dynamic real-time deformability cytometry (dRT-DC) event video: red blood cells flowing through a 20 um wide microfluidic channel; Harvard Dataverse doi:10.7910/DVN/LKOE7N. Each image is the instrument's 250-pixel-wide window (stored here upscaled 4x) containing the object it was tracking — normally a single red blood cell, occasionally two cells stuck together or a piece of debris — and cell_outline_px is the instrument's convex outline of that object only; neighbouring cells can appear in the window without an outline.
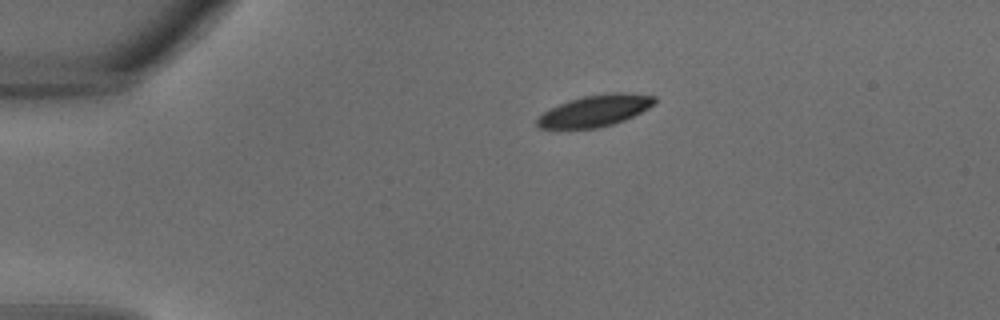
{"species": "common noctule bat (a hibernating species)", "species_latin": "Nyctalus noctula", "temperature_condition": "warm", "stored_images_in_passage": 11, "camera_frame_rate_fps": 3000, "um_per_image_px": 0.085, "animal": {"sex": "male", "body_mass_g": 18.8}, "frame": {"image": 1, "passage_image": 1, "time_ms": 0.0, "image_size_px": [1000, 320], "cell_outline_px": [[656, 100], [648, 108], [624, 120], [612, 124], [596, 128], [540, 128], [536, 124], [536, 120], [544, 112], [560, 104], [584, 96], [604, 92], [628, 92], [656, 96]], "centroid_in_image_um": [50.61, 9.39], "position_along_channel_um": 34.4, "area_um2": 21.27}}
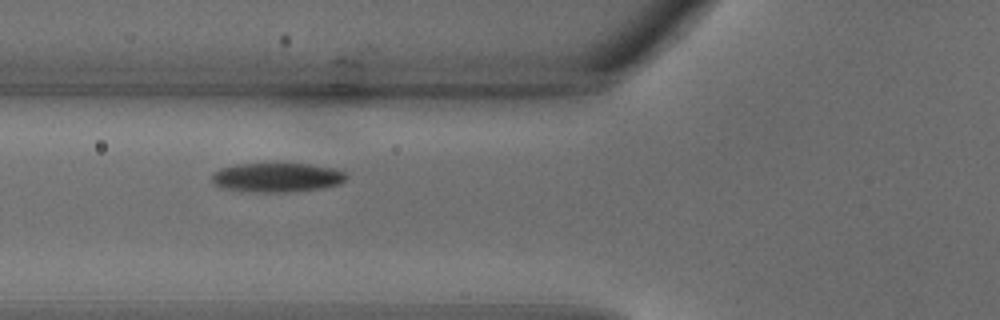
{"frame": {"image": 2, "passage_image": 7, "time_ms": 2.0, "image_size_px": [1000, 320], "cell_outline_px": [[348, 176], [340, 184], [324, 188], [288, 192], [240, 192], [224, 188], [212, 184], [212, 172], [220, 168], [236, 164], [312, 164], [332, 168], [344, 172]], "centroid_in_image_um": [23.5, 15.1], "position_along_channel_um": 102.3, "area_um2": 23.18}}
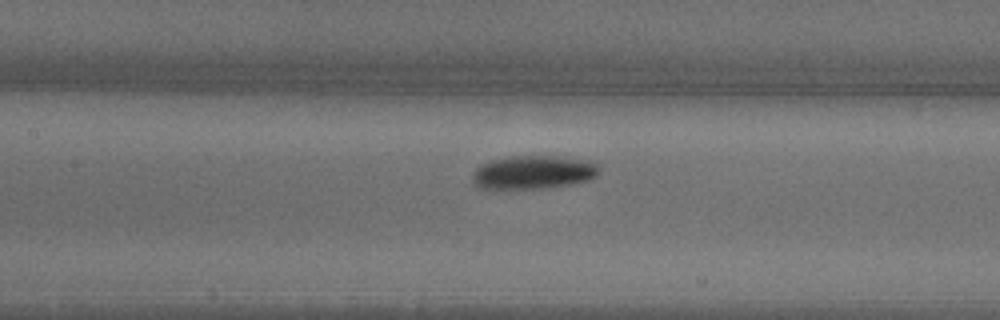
{"frame": {"image": 3, "passage_image": 10, "time_ms": 3.0, "image_size_px": [1000, 320], "cell_outline_px": [[600, 172], [596, 176], [588, 180], [572, 184], [544, 188], [480, 188], [472, 180], [472, 176], [476, 168], [480, 164], [492, 160], [512, 156], [556, 156], [592, 160], [600, 164]], "centroid_in_image_um": [45.4, 14.63], "position_along_channel_um": 162.0, "area_um2": 24.85}}